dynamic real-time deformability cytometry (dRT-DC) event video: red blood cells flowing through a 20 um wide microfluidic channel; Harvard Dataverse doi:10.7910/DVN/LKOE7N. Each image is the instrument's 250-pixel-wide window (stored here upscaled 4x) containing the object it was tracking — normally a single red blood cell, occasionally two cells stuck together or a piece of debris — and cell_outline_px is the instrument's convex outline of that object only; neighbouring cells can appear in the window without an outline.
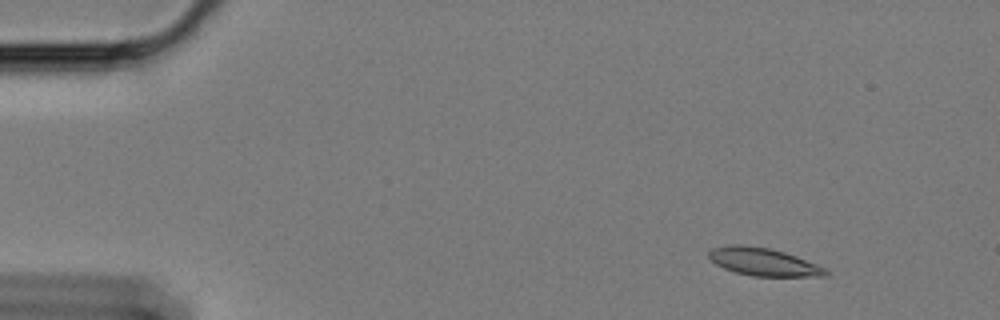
{"species": "Egyptian fruit bat (a non-hibernating species)", "species_latin": "Rousettus aegyptiacus", "temperature_condition": "cold", "stored_images_in_passage": 58, "camera_frame_rate_fps": 3000, "um_per_image_px": 0.085, "animal": {"sex": "female"}, "frame": {"image": 1, "passage_image": 6, "time_ms": 1.667, "image_size_px": [1000, 320], "cell_outline_px": [[828, 276], [752, 276], [736, 272], [724, 268], [716, 264], [708, 256], [708, 252], [712, 248], [732, 244], [740, 244], [768, 248], [784, 252], [796, 256], [824, 268], [828, 272]], "centroid_in_image_um": [64.85, 22.25], "position_along_channel_um": 20.1, "area_um2": 18.67}}
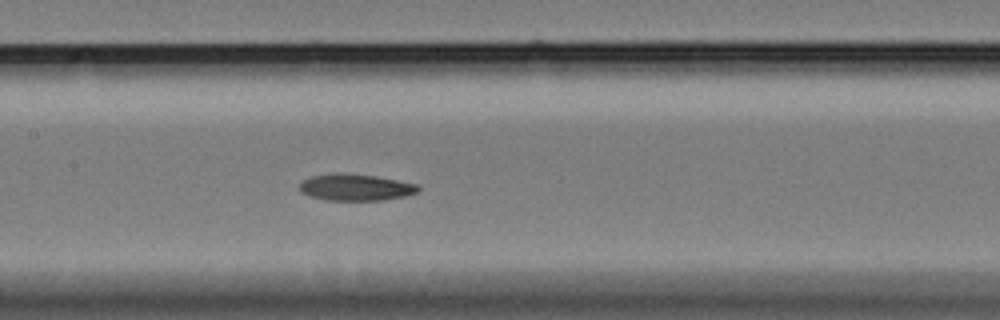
{"frame": {"image": 2, "passage_image": 28, "time_ms": 9.0, "image_size_px": [1000, 320], "cell_outline_px": [[420, 188], [416, 192], [404, 196], [384, 200], [324, 200], [308, 196], [300, 192], [300, 184], [304, 180], [312, 176], [336, 172], [340, 172], [376, 176], [416, 184]], "centroid_in_image_um": [30.18, 15.92], "position_along_channel_um": 177.2, "area_um2": 18.38}}
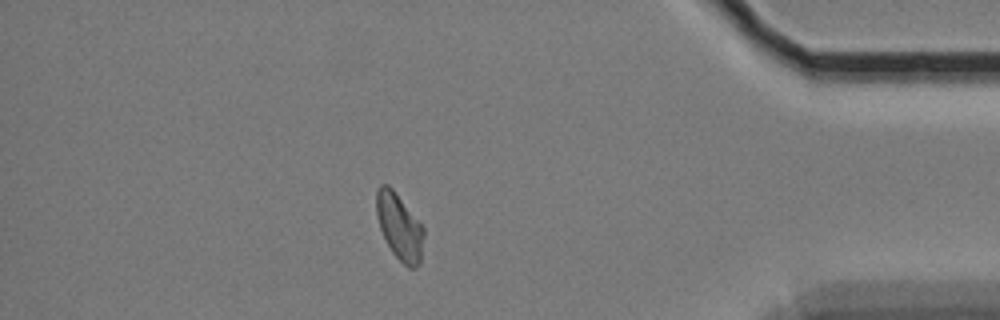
{"frame": {"image": 3, "passage_image": 51, "time_ms": 16.667, "image_size_px": [1000, 320], "cell_outline_px": [[424, 236], [420, 264], [416, 268], [408, 268], [392, 252], [380, 228], [376, 216], [376, 192], [380, 184], [388, 184], [392, 188], [424, 228]], "centroid_in_image_um": [33.95, 19.28], "position_along_channel_um": 401.3, "area_um2": 18.15}, "authors_computed_cell_mechanics": {"area_um2": 18.6116, "velocity_mm_per_s": 3.383, "shape_relaxation_time_tau1_ms": 7.9716, "shape_relaxation_time_tau2_ms": null, "deformation_change_tau1": 0.159, "deformation_change_tau2": null}}